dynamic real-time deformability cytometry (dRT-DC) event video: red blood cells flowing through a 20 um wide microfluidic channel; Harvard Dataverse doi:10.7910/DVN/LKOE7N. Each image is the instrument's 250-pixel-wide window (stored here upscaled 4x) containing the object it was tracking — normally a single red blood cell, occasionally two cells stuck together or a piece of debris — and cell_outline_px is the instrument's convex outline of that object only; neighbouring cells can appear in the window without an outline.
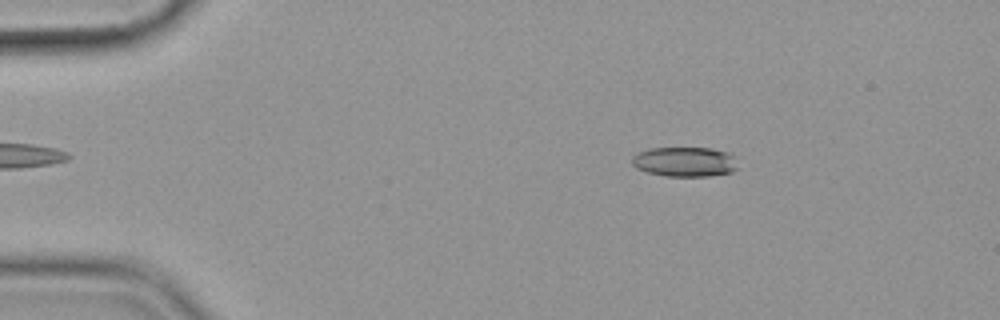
{"species": "common noctule bat (a hibernating species)", "species_latin": "Nyctalus noctula", "temperature_condition": "cold", "stored_images_in_passage": 56, "camera_frame_rate_fps": 3000, "um_per_image_px": 0.085, "animal": {"sex": "female", "body_mass_g": 19.9}, "frame": {"image": 1, "passage_image": 9, "time_ms": 2.667, "image_size_px": [1000, 320], "cell_outline_px": [[736, 168], [732, 172], [708, 176], [664, 176], [648, 172], [636, 168], [632, 164], [632, 156], [648, 148], [712, 148], [728, 152], [732, 156]], "centroid_in_image_um": [58.17, 13.75], "position_along_channel_um": 26.8, "area_um2": 18.21}}
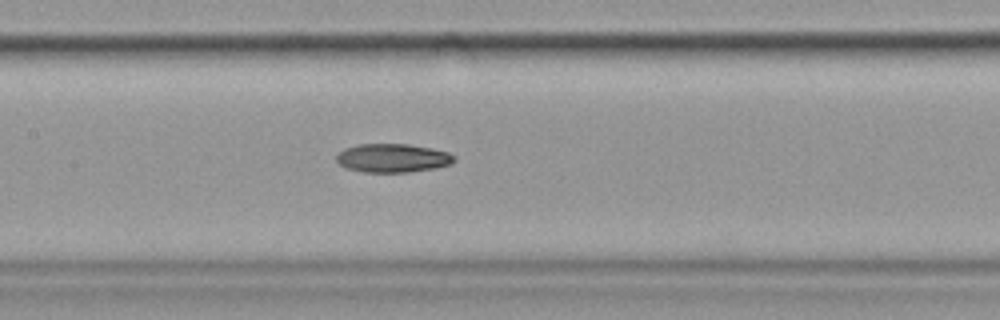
{"frame": {"image": 2, "passage_image": 27, "time_ms": 8.667, "image_size_px": [1000, 320], "cell_outline_px": [[456, 160], [452, 164], [436, 168], [408, 172], [364, 172], [344, 168], [336, 160], [336, 156], [344, 148], [356, 144], [408, 144], [432, 148], [448, 152], [456, 156]], "centroid_in_image_um": [33.39, 13.43], "position_along_channel_um": 174.0, "area_um2": 19.88}}
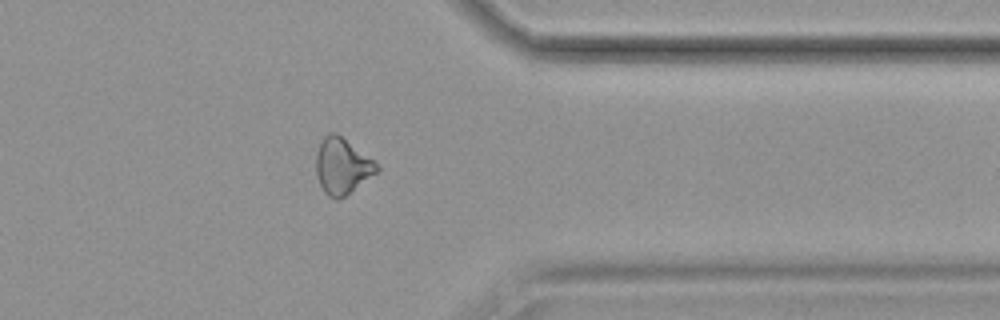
{"frame": {"image": 3, "passage_image": 45, "time_ms": 14.667, "image_size_px": [1000, 320], "cell_outline_px": [[380, 168], [376, 172], [340, 200], [336, 200], [328, 196], [324, 192], [316, 176], [316, 152], [324, 136], [328, 132], [336, 132], [376, 160]], "centroid_in_image_um": [29.08, 14.1], "position_along_channel_um": 382.3, "area_um2": 20.0}, "authors_computed_cell_mechanics": {"area_um2": 19.7387, "velocity_mm_per_s": 3.5943, "shape_relaxation_time_tau1_ms": 8.5252, "shape_relaxation_time_tau2_ms": 8.2126, "deformation_change_tau1": 0.1998, "deformation_change_tau2": 0.1674}}